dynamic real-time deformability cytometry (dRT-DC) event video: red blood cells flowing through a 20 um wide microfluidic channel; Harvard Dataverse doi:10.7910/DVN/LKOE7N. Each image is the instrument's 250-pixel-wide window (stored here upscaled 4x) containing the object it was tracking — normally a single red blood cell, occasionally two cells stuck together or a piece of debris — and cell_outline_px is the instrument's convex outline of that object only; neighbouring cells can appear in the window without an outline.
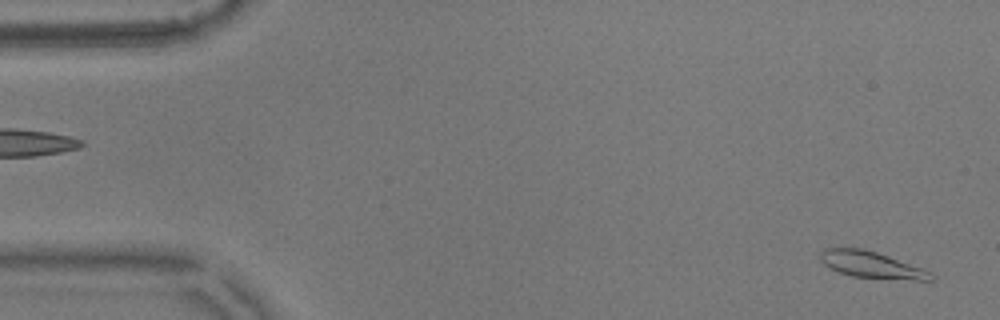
{"species": "common noctule bat (a hibernating species)", "species_latin": "Nyctalus noctula", "temperature_condition": "warm", "stored_images_in_passage": 56, "camera_frame_rate_fps": 3000, "um_per_image_px": 0.085, "animal": {"sex": "male", "body_mass_g": 17.9}, "frame": {"image": 1, "passage_image": 2, "time_ms": 0.333, "image_size_px": [1000, 320], "cell_outline_px": [[932, 280], [916, 280], [852, 276], [840, 272], [824, 264], [820, 260], [820, 252], [828, 248], [864, 248], [888, 256], [932, 272]], "centroid_in_image_um": [74.05, 22.5], "position_along_channel_um": 10.9, "area_um2": 16.65}}
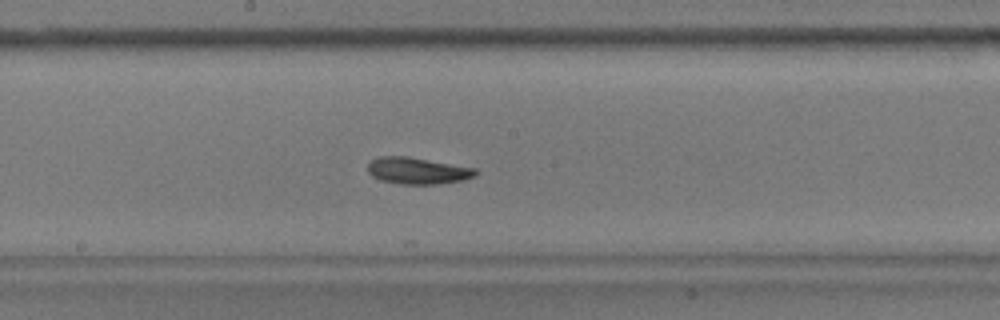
{"frame": {"image": 2, "passage_image": 29, "time_ms": 9.333, "image_size_px": [1000, 320], "cell_outline_px": [[480, 172], [476, 176], [464, 180], [436, 184], [400, 184], [380, 180], [372, 176], [368, 172], [368, 164], [376, 156], [408, 156], [476, 168]], "centroid_in_image_um": [35.51, 14.51], "position_along_channel_um": 212.7, "area_um2": 16.94}}
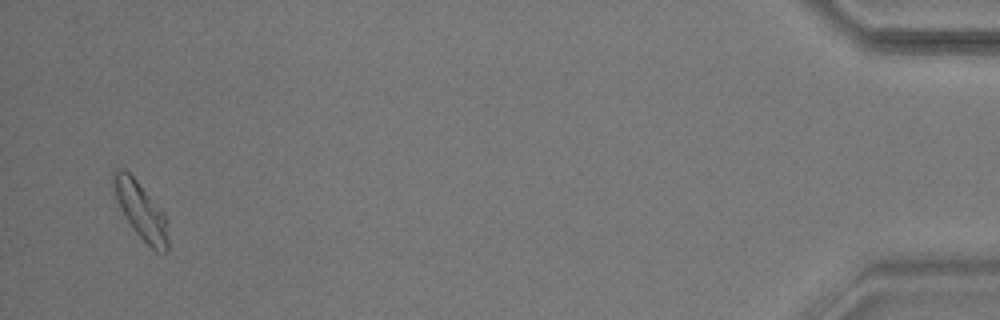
{"frame": {"image": 3, "passage_image": 54, "time_ms": 17.667, "image_size_px": [1000, 320], "cell_outline_px": [[168, 248], [164, 252], [156, 252], [132, 228], [124, 216], [116, 200], [112, 188], [112, 172], [120, 168], [124, 168], [136, 180], [164, 216], [168, 240]], "centroid_in_image_um": [11.9, 17.88], "position_along_channel_um": 423.3, "area_um2": 17.46}, "authors_computed_cell_mechanics": {"area_um2": 16.8776, "velocity_mm_per_s": 3.5584, "shape_relaxation_time_tau1_ms": 5.1165, "shape_relaxation_time_tau2_ms": 5.6133, "deformation_change_tau1": 0.1233, "deformation_change_tau2": 0.1227}}